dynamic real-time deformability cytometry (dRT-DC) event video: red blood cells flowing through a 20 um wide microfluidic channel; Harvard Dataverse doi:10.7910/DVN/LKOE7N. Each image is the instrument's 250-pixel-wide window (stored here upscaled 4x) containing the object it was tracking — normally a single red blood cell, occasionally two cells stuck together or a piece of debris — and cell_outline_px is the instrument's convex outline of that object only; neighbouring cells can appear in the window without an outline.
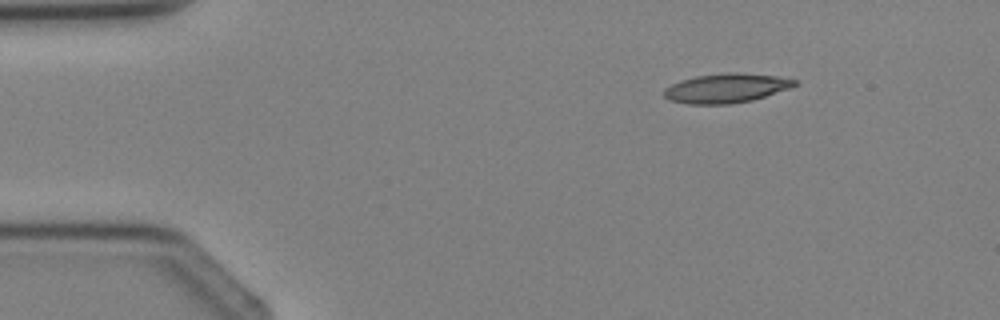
{"species": "Egyptian fruit bat (a non-hibernating species)", "species_latin": "Rousettus aegyptiacus", "temperature_condition": "cold", "stored_images_in_passage": 3, "camera_frame_rate_fps": 3000, "um_per_image_px": 0.085, "animal": {"sex": "female"}, "frame": {"image": 1, "passage_image": 3, "time_ms": 3.333, "image_size_px": [1000, 320], "cell_outline_px": [[796, 84], [788, 88], [752, 100], [732, 104], [688, 104], [668, 100], [664, 96], [664, 88], [680, 80], [696, 76], [728, 72], [736, 72], [776, 76], [796, 80]], "centroid_in_image_um": [61.66, 7.5], "position_along_channel_um": 23.3, "area_um2": 22.14}}